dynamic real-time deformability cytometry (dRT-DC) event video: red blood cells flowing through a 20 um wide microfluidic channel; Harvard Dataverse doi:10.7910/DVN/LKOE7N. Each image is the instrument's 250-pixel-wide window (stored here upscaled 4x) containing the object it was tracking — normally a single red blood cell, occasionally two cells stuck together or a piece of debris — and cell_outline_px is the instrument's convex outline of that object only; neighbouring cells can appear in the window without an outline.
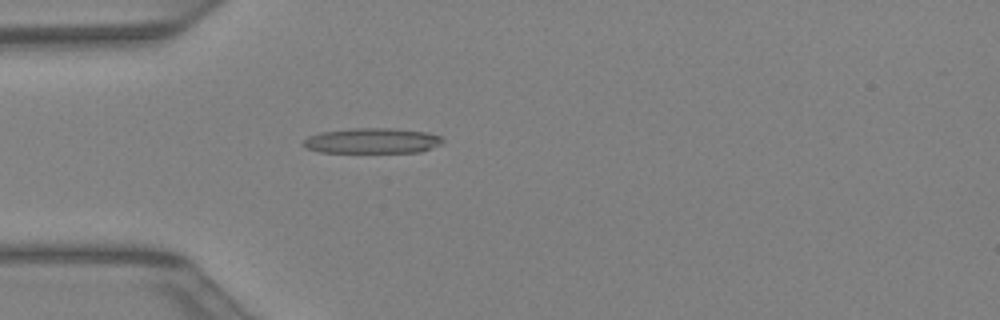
{"species": "Egyptian fruit bat (a non-hibernating species)", "species_latin": "Rousettus aegyptiacus", "temperature_condition": "warm", "stored_images_in_passage": 32, "camera_frame_rate_fps": 3000, "um_per_image_px": 0.085, "animal": {"sex": "female"}, "frame": {"image": 1, "passage_image": 3, "time_ms": 0.667, "image_size_px": [1000, 320], "cell_outline_px": [[444, 140], [440, 144], [420, 152], [320, 152], [304, 148], [300, 144], [308, 136], [320, 132], [352, 128], [388, 128], [428, 132], [440, 136]], "centroid_in_image_um": [31.58, 11.96], "position_along_channel_um": 53.4, "area_um2": 20.63}}
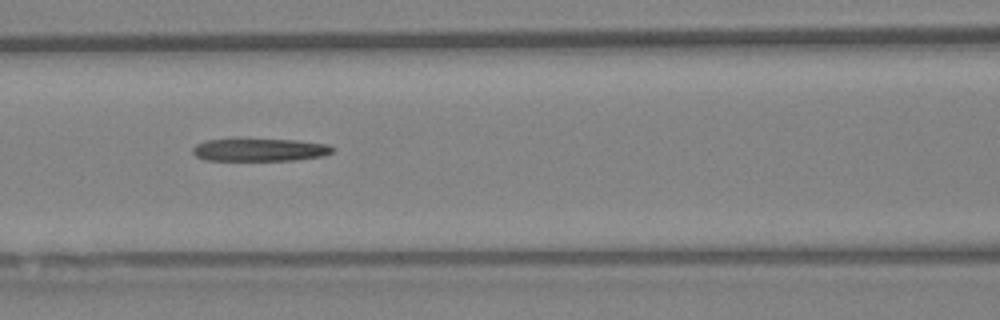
{"frame": {"image": 2, "passage_image": 9, "time_ms": 2.667, "image_size_px": [1000, 320], "cell_outline_px": [[332, 152], [324, 156], [292, 160], [204, 160], [196, 156], [192, 152], [192, 148], [196, 144], [204, 140], [236, 136], [240, 136], [296, 140], [328, 144], [332, 148]], "centroid_in_image_um": [21.97, 12.68], "position_along_channel_um": 144.6, "area_um2": 19.59}}
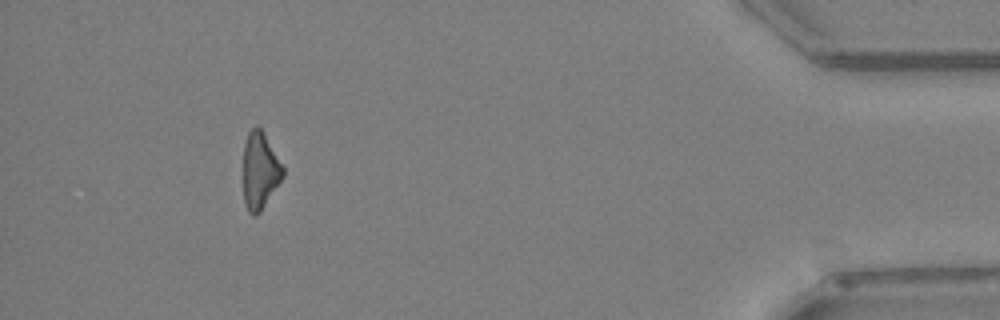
{"frame": {"image": 3, "passage_image": 29, "time_ms": 9.333, "image_size_px": [1000, 320], "cell_outline_px": [[284, 176], [260, 212], [256, 216], [252, 216], [248, 212], [244, 204], [244, 144], [248, 132], [256, 124], [260, 128], [284, 168]], "centroid_in_image_um": [22.08, 14.54], "position_along_channel_um": 413.1, "area_um2": 17.57}}